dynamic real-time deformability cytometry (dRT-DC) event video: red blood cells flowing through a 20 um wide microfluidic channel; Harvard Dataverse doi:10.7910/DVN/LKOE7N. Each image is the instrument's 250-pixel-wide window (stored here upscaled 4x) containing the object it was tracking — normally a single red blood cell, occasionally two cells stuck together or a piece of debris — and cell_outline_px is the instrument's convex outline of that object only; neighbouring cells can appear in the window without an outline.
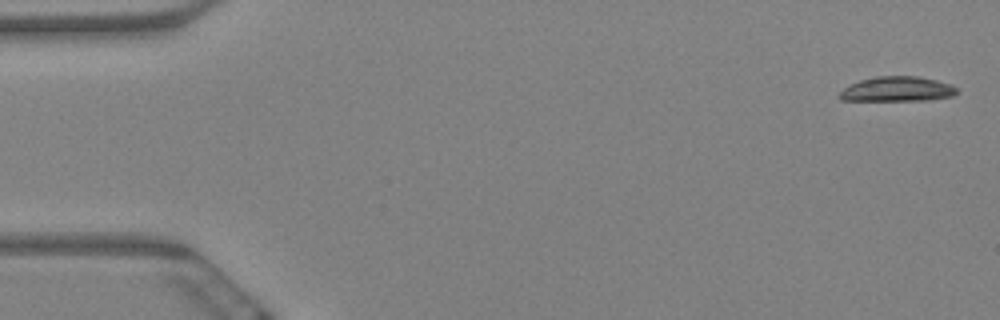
{"species": "Egyptian fruit bat (a non-hibernating species)", "species_latin": "Rousettus aegyptiacus", "temperature_condition": "warm", "stored_images_in_passage": 4, "camera_frame_rate_fps": 3000, "um_per_image_px": 0.085, "animal": {"sex": "female"}, "frame": {"image": 1, "passage_image": 1, "time_ms": 0.0, "image_size_px": [1000, 320], "cell_outline_px": [[960, 92], [952, 96], [928, 100], [840, 100], [840, 92], [844, 88], [860, 80], [876, 76], [916, 76], [936, 80], [952, 84]], "centroid_in_image_um": [76.32, 7.57], "position_along_channel_um": 8.7, "area_um2": 16.88}}